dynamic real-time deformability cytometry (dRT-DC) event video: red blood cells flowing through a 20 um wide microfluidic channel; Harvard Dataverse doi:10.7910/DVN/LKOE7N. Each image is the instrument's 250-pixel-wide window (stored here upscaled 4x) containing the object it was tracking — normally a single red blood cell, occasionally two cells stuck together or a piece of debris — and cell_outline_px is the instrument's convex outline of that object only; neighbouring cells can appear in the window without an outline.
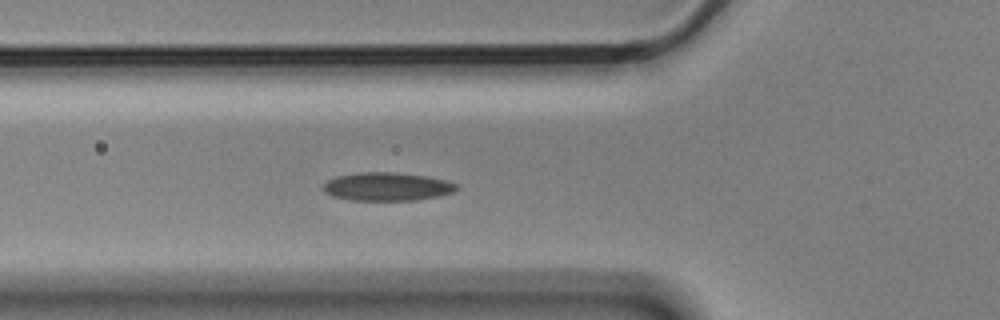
{"species": "Egyptian fruit bat (a non-hibernating species)", "species_latin": "Rousettus aegyptiacus", "temperature_condition": "cold", "stored_images_in_passage": 5, "camera_frame_rate_fps": 3000, "um_per_image_px": 0.085, "animal": {"sex": "male"}, "frame": {"image": 1, "passage_image": 5, "time_ms": 1.333, "image_size_px": [1000, 320], "cell_outline_px": [[460, 188], [452, 192], [440, 196], [416, 200], [348, 200], [332, 196], [324, 192], [324, 184], [328, 180], [336, 176], [360, 172], [396, 172], [428, 176], [448, 180], [456, 184]], "centroid_in_image_um": [32.93, 15.86], "position_along_channel_um": 92.9, "area_um2": 22.2}}